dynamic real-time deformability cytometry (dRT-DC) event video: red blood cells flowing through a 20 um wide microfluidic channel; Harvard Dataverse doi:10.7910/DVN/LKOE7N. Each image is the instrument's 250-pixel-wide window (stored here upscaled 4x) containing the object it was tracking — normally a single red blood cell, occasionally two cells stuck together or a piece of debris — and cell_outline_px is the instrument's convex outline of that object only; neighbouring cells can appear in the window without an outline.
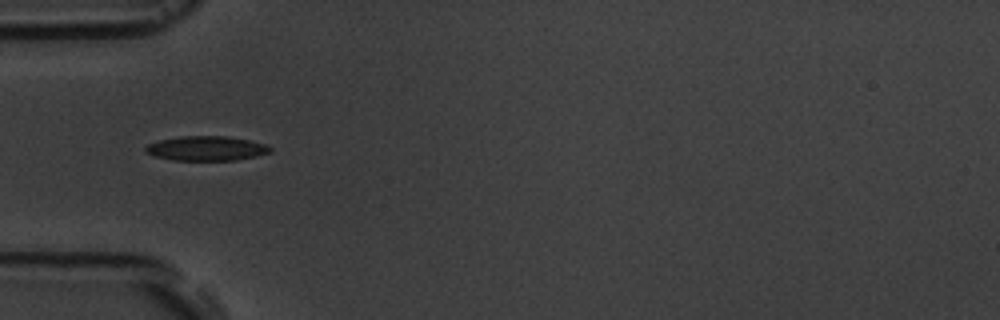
{"species": "common noctule bat (a hibernating species)", "species_latin": "Nyctalus noctula", "temperature_condition": "room temperature", "stored_images_in_passage": 12, "camera_frame_rate_fps": 3000, "um_per_image_px": 0.085, "animal": {"sex": "male", "body_mass_g": 19.5, "forearm_length_mm": 54.6}, "frame": {"image": 1, "passage_image": 1, "time_ms": 0.0, "image_size_px": [1000, 320], "cell_outline_px": [[272, 152], [256, 156], [236, 160], [172, 160], [156, 156], [144, 152], [144, 148], [148, 144], [160, 140], [180, 136], [228, 136], [268, 144], [272, 148]], "centroid_in_image_um": [17.57, 12.61], "position_along_channel_um": 67.4, "area_um2": 17.92}}
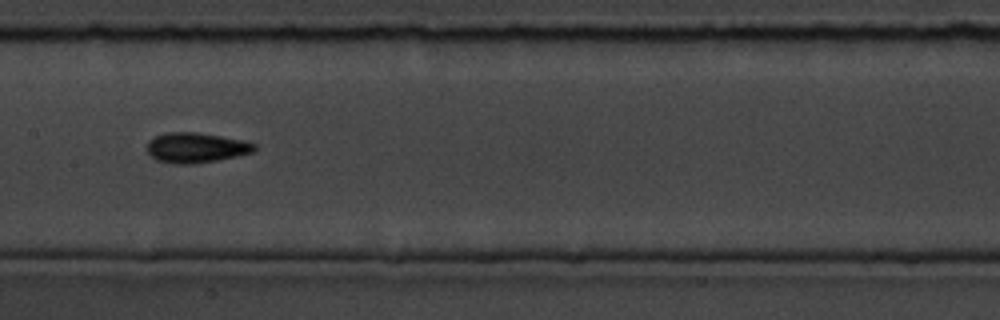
{"frame": {"image": 2, "passage_image": 4, "time_ms": 3.333, "image_size_px": [1000, 320], "cell_outline_px": [[256, 148], [252, 152], [236, 156], [216, 160], [192, 164], [176, 164], [156, 160], [148, 152], [148, 140], [156, 136], [168, 132], [196, 132], [244, 140], [256, 144]], "centroid_in_image_um": [16.66, 12.55], "position_along_channel_um": 190.7, "area_um2": 18.67}}
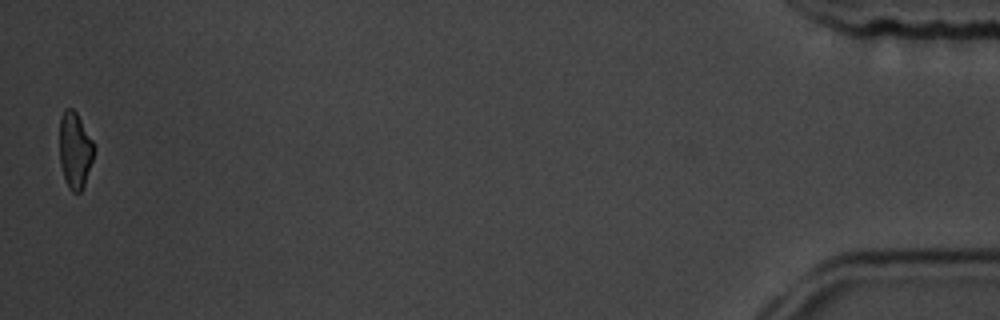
{"frame": {"image": 3, "passage_image": 12, "time_ms": 12.333, "image_size_px": [1000, 320], "cell_outline_px": [[96, 148], [84, 184], [80, 192], [72, 192], [68, 188], [60, 164], [60, 116], [64, 108], [72, 108], [76, 112], [92, 140]], "centroid_in_image_um": [6.36, 12.74], "position_along_channel_um": 428.8, "area_um2": 15.2}, "authors_computed_cell_mechanics": {"area_um2": 16.9932, "velocity_mm_per_s": 3.7066, "shape_relaxation_time_tau1_ms": 2.9249, "shape_relaxation_time_tau2_ms": 2.7469, "deformation_change_tau1": 0.1257, "deformation_change_tau2": 0.0872}}